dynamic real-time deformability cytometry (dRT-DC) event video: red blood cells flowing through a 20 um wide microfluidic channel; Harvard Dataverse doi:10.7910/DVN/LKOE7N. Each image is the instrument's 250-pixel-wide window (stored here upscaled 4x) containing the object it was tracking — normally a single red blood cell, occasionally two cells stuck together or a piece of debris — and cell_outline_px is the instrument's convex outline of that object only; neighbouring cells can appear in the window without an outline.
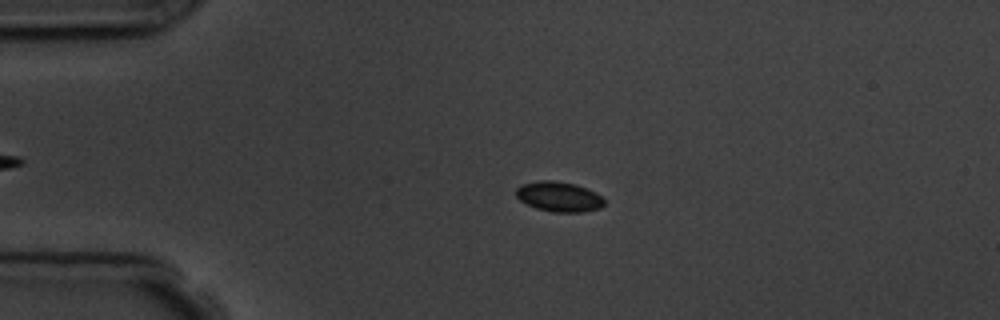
{"species": "common noctule bat (a hibernating species)", "species_latin": "Nyctalus noctula", "temperature_condition": "room temperature", "stored_images_in_passage": 3, "camera_frame_rate_fps": 3000, "um_per_image_px": 0.085, "animal": {"sex": "male", "body_mass_g": 19.5, "forearm_length_mm": 54.6}, "frame": {"image": 1, "passage_image": 2, "time_ms": 2.0, "image_size_px": [1000, 320], "cell_outline_px": [[604, 204], [600, 208], [580, 212], [552, 212], [536, 208], [520, 200], [516, 196], [516, 188], [520, 184], [540, 180], [552, 180], [576, 184], [596, 192], [604, 200]], "centroid_in_image_um": [47.49, 16.7], "position_along_channel_um": 37.5, "area_um2": 15.43}}